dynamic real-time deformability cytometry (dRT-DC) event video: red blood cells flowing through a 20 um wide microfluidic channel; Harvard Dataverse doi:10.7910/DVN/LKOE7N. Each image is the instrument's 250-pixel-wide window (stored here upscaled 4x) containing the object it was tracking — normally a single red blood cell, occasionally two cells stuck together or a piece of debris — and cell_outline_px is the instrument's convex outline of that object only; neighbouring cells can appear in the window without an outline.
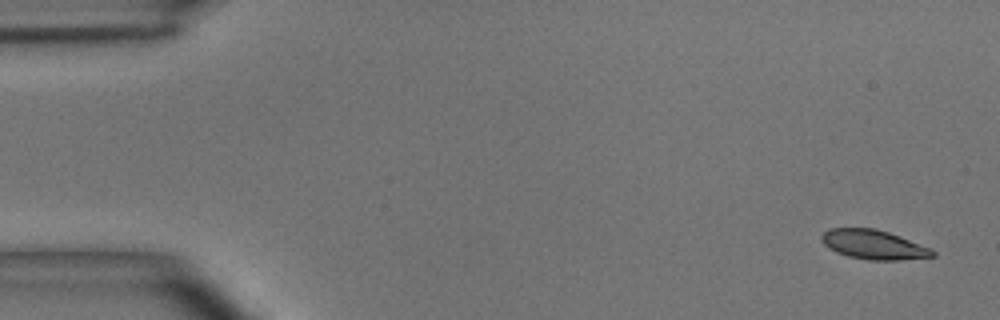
{"species": "common noctule bat (a hibernating species)", "species_latin": "Nyctalus noctula", "temperature_condition": "room temperature", "stored_images_in_passage": 50, "camera_frame_rate_fps": 3000, "um_per_image_px": 0.085, "animal": {"sex": "male", "body_mass_g": 15.6}, "frame": {"image": 1, "passage_image": 1, "time_ms": 0.0, "image_size_px": [1000, 320], "cell_outline_px": [[936, 256], [900, 260], [868, 260], [848, 256], [836, 252], [828, 248], [820, 240], [820, 236], [828, 228], [876, 228], [900, 236], [932, 248], [936, 252]], "centroid_in_image_um": [74.26, 20.79], "position_along_channel_um": 10.7, "area_um2": 19.19}}
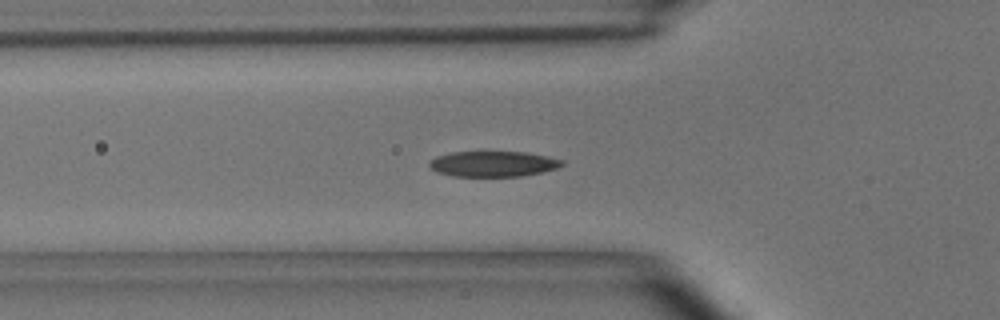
{"frame": {"image": 2, "passage_image": 16, "time_ms": 5.0, "image_size_px": [1000, 320], "cell_outline_px": [[564, 164], [560, 168], [544, 172], [520, 176], [452, 176], [436, 172], [428, 164], [436, 156], [452, 152], [524, 152], [548, 156], [564, 160]], "centroid_in_image_um": [41.97, 13.93], "position_along_channel_um": 83.8, "area_um2": 19.83}}
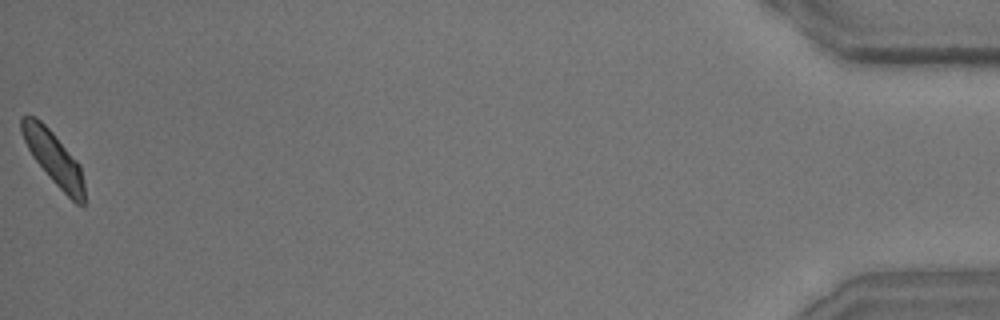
{"frame": {"image": 3, "passage_image": 50, "time_ms": 16.333, "image_size_px": [1000, 320], "cell_outline_px": [[84, 204], [76, 204], [52, 180], [32, 156], [20, 132], [20, 116], [36, 116], [52, 132], [80, 164], [84, 184]], "centroid_in_image_um": [4.54, 13.4], "position_along_channel_um": 430.7, "area_um2": 19.13}, "authors_computed_cell_mechanics": {"area_um2": 19.8254, "velocity_mm_per_s": 3.9064, "shape_relaxation_time_tau1_ms": 2.4474, "shape_relaxation_time_tau2_ms": 3.9418, "deformation_change_tau1": 0.1186, "deformation_change_tau2": 0.0949}}